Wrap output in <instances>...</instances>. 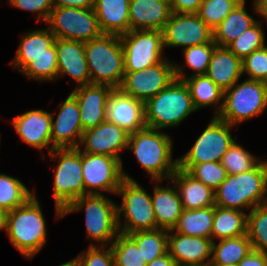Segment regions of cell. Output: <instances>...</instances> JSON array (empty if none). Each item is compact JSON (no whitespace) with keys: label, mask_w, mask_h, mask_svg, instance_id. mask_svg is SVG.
Wrapping results in <instances>:
<instances>
[{"label":"cell","mask_w":267,"mask_h":266,"mask_svg":"<svg viewBox=\"0 0 267 266\" xmlns=\"http://www.w3.org/2000/svg\"><path fill=\"white\" fill-rule=\"evenodd\" d=\"M266 194L267 161L260 160L251 170L227 175L214 191L215 205L244 212L246 208L266 203Z\"/></svg>","instance_id":"obj_1"},{"label":"cell","mask_w":267,"mask_h":266,"mask_svg":"<svg viewBox=\"0 0 267 266\" xmlns=\"http://www.w3.org/2000/svg\"><path fill=\"white\" fill-rule=\"evenodd\" d=\"M172 146L167 133L149 127L131 133L127 144L139 164L156 182L170 179L178 168V158L172 160Z\"/></svg>","instance_id":"obj_2"},{"label":"cell","mask_w":267,"mask_h":266,"mask_svg":"<svg viewBox=\"0 0 267 266\" xmlns=\"http://www.w3.org/2000/svg\"><path fill=\"white\" fill-rule=\"evenodd\" d=\"M10 242L25 257L32 258L46 243V223L36 195L9 211L6 230Z\"/></svg>","instance_id":"obj_3"},{"label":"cell","mask_w":267,"mask_h":266,"mask_svg":"<svg viewBox=\"0 0 267 266\" xmlns=\"http://www.w3.org/2000/svg\"><path fill=\"white\" fill-rule=\"evenodd\" d=\"M91 84L119 88L124 77V53L120 36L102 34L84 43Z\"/></svg>","instance_id":"obj_4"},{"label":"cell","mask_w":267,"mask_h":266,"mask_svg":"<svg viewBox=\"0 0 267 266\" xmlns=\"http://www.w3.org/2000/svg\"><path fill=\"white\" fill-rule=\"evenodd\" d=\"M194 107L184 81L174 79L166 88L145 102V121L149 128L164 129L178 126Z\"/></svg>","instance_id":"obj_5"},{"label":"cell","mask_w":267,"mask_h":266,"mask_svg":"<svg viewBox=\"0 0 267 266\" xmlns=\"http://www.w3.org/2000/svg\"><path fill=\"white\" fill-rule=\"evenodd\" d=\"M117 204L104 196V194H87L73 200L64 210L66 214L85 209L87 236L108 246L120 233L118 227Z\"/></svg>","instance_id":"obj_6"},{"label":"cell","mask_w":267,"mask_h":266,"mask_svg":"<svg viewBox=\"0 0 267 266\" xmlns=\"http://www.w3.org/2000/svg\"><path fill=\"white\" fill-rule=\"evenodd\" d=\"M49 155L59 159L54 174V200L57 218L75 199L84 195L81 148H54Z\"/></svg>","instance_id":"obj_7"},{"label":"cell","mask_w":267,"mask_h":266,"mask_svg":"<svg viewBox=\"0 0 267 266\" xmlns=\"http://www.w3.org/2000/svg\"><path fill=\"white\" fill-rule=\"evenodd\" d=\"M224 91L223 106L218 118L236 125L258 116L267 108V87L264 82L246 79Z\"/></svg>","instance_id":"obj_8"},{"label":"cell","mask_w":267,"mask_h":266,"mask_svg":"<svg viewBox=\"0 0 267 266\" xmlns=\"http://www.w3.org/2000/svg\"><path fill=\"white\" fill-rule=\"evenodd\" d=\"M117 194L122 195V204L117 206L120 233L131 234L158 229L151 195L137 181L124 179ZM122 212H124L125 222L121 221Z\"/></svg>","instance_id":"obj_9"},{"label":"cell","mask_w":267,"mask_h":266,"mask_svg":"<svg viewBox=\"0 0 267 266\" xmlns=\"http://www.w3.org/2000/svg\"><path fill=\"white\" fill-rule=\"evenodd\" d=\"M122 160L107 155L82 152L84 195L117 194L124 179L134 180L123 171Z\"/></svg>","instance_id":"obj_10"},{"label":"cell","mask_w":267,"mask_h":266,"mask_svg":"<svg viewBox=\"0 0 267 266\" xmlns=\"http://www.w3.org/2000/svg\"><path fill=\"white\" fill-rule=\"evenodd\" d=\"M46 23L56 39L85 43L103 34L93 9L54 7Z\"/></svg>","instance_id":"obj_11"},{"label":"cell","mask_w":267,"mask_h":266,"mask_svg":"<svg viewBox=\"0 0 267 266\" xmlns=\"http://www.w3.org/2000/svg\"><path fill=\"white\" fill-rule=\"evenodd\" d=\"M124 53V71L136 72L160 63L163 58L162 31L130 30L120 35Z\"/></svg>","instance_id":"obj_12"},{"label":"cell","mask_w":267,"mask_h":266,"mask_svg":"<svg viewBox=\"0 0 267 266\" xmlns=\"http://www.w3.org/2000/svg\"><path fill=\"white\" fill-rule=\"evenodd\" d=\"M231 127L233 125L214 116L192 148L178 158V165L220 162L223 155L235 141L230 133Z\"/></svg>","instance_id":"obj_13"},{"label":"cell","mask_w":267,"mask_h":266,"mask_svg":"<svg viewBox=\"0 0 267 266\" xmlns=\"http://www.w3.org/2000/svg\"><path fill=\"white\" fill-rule=\"evenodd\" d=\"M174 65L167 59L136 72H125L119 89L146 102L166 88L174 79Z\"/></svg>","instance_id":"obj_14"},{"label":"cell","mask_w":267,"mask_h":266,"mask_svg":"<svg viewBox=\"0 0 267 266\" xmlns=\"http://www.w3.org/2000/svg\"><path fill=\"white\" fill-rule=\"evenodd\" d=\"M162 32L164 48L213 42V30L197 14L172 12Z\"/></svg>","instance_id":"obj_15"},{"label":"cell","mask_w":267,"mask_h":266,"mask_svg":"<svg viewBox=\"0 0 267 266\" xmlns=\"http://www.w3.org/2000/svg\"><path fill=\"white\" fill-rule=\"evenodd\" d=\"M105 111L107 121L125 129L129 134L147 127L145 102L122 92L119 88L111 91Z\"/></svg>","instance_id":"obj_16"},{"label":"cell","mask_w":267,"mask_h":266,"mask_svg":"<svg viewBox=\"0 0 267 266\" xmlns=\"http://www.w3.org/2000/svg\"><path fill=\"white\" fill-rule=\"evenodd\" d=\"M129 136L125 129L106 120L83 131L79 147L84 146L81 152L107 155L121 160L119 152L127 149Z\"/></svg>","instance_id":"obj_17"},{"label":"cell","mask_w":267,"mask_h":266,"mask_svg":"<svg viewBox=\"0 0 267 266\" xmlns=\"http://www.w3.org/2000/svg\"><path fill=\"white\" fill-rule=\"evenodd\" d=\"M56 120L53 119L51 126V148H78L83 128L80 120V108L76 98L70 93L61 104Z\"/></svg>","instance_id":"obj_18"},{"label":"cell","mask_w":267,"mask_h":266,"mask_svg":"<svg viewBox=\"0 0 267 266\" xmlns=\"http://www.w3.org/2000/svg\"><path fill=\"white\" fill-rule=\"evenodd\" d=\"M212 244V239L168 231V253L178 266H210Z\"/></svg>","instance_id":"obj_19"},{"label":"cell","mask_w":267,"mask_h":266,"mask_svg":"<svg viewBox=\"0 0 267 266\" xmlns=\"http://www.w3.org/2000/svg\"><path fill=\"white\" fill-rule=\"evenodd\" d=\"M113 88L109 85L89 84L76 87L71 94L80 108L83 131L106 121V102Z\"/></svg>","instance_id":"obj_20"},{"label":"cell","mask_w":267,"mask_h":266,"mask_svg":"<svg viewBox=\"0 0 267 266\" xmlns=\"http://www.w3.org/2000/svg\"><path fill=\"white\" fill-rule=\"evenodd\" d=\"M11 123L22 141L31 147L41 150L50 146L52 113L30 110L12 119Z\"/></svg>","instance_id":"obj_21"},{"label":"cell","mask_w":267,"mask_h":266,"mask_svg":"<svg viewBox=\"0 0 267 266\" xmlns=\"http://www.w3.org/2000/svg\"><path fill=\"white\" fill-rule=\"evenodd\" d=\"M58 74H69L79 86L91 84L84 43L80 41L56 39Z\"/></svg>","instance_id":"obj_22"},{"label":"cell","mask_w":267,"mask_h":266,"mask_svg":"<svg viewBox=\"0 0 267 266\" xmlns=\"http://www.w3.org/2000/svg\"><path fill=\"white\" fill-rule=\"evenodd\" d=\"M171 14L169 0H130V30L163 31Z\"/></svg>","instance_id":"obj_23"},{"label":"cell","mask_w":267,"mask_h":266,"mask_svg":"<svg viewBox=\"0 0 267 266\" xmlns=\"http://www.w3.org/2000/svg\"><path fill=\"white\" fill-rule=\"evenodd\" d=\"M169 180L179 193L183 209L194 210L215 205L214 191L187 171L178 167Z\"/></svg>","instance_id":"obj_24"},{"label":"cell","mask_w":267,"mask_h":266,"mask_svg":"<svg viewBox=\"0 0 267 266\" xmlns=\"http://www.w3.org/2000/svg\"><path fill=\"white\" fill-rule=\"evenodd\" d=\"M183 68L177 64L174 65L175 79L184 81L188 86L196 110L206 106L212 107L220 103L217 105V112L214 114V116H218L223 106L224 91L206 74L187 77L183 72Z\"/></svg>","instance_id":"obj_25"},{"label":"cell","mask_w":267,"mask_h":266,"mask_svg":"<svg viewBox=\"0 0 267 266\" xmlns=\"http://www.w3.org/2000/svg\"><path fill=\"white\" fill-rule=\"evenodd\" d=\"M206 75L223 91L239 81L242 72V59L227 47L216 46L211 56Z\"/></svg>","instance_id":"obj_26"},{"label":"cell","mask_w":267,"mask_h":266,"mask_svg":"<svg viewBox=\"0 0 267 266\" xmlns=\"http://www.w3.org/2000/svg\"><path fill=\"white\" fill-rule=\"evenodd\" d=\"M20 45L11 64L22 71L41 55H57L56 36L48 29H38L21 37Z\"/></svg>","instance_id":"obj_27"},{"label":"cell","mask_w":267,"mask_h":266,"mask_svg":"<svg viewBox=\"0 0 267 266\" xmlns=\"http://www.w3.org/2000/svg\"><path fill=\"white\" fill-rule=\"evenodd\" d=\"M130 0H95L94 12L103 34L122 35L130 31Z\"/></svg>","instance_id":"obj_28"},{"label":"cell","mask_w":267,"mask_h":266,"mask_svg":"<svg viewBox=\"0 0 267 266\" xmlns=\"http://www.w3.org/2000/svg\"><path fill=\"white\" fill-rule=\"evenodd\" d=\"M158 184L151 195L157 228L173 230L183 211L182 202L175 186L162 187Z\"/></svg>","instance_id":"obj_29"},{"label":"cell","mask_w":267,"mask_h":266,"mask_svg":"<svg viewBox=\"0 0 267 266\" xmlns=\"http://www.w3.org/2000/svg\"><path fill=\"white\" fill-rule=\"evenodd\" d=\"M257 20L245 10V0L238 4L213 30V41L217 46L227 47Z\"/></svg>","instance_id":"obj_30"},{"label":"cell","mask_w":267,"mask_h":266,"mask_svg":"<svg viewBox=\"0 0 267 266\" xmlns=\"http://www.w3.org/2000/svg\"><path fill=\"white\" fill-rule=\"evenodd\" d=\"M246 213L214 205L211 239H227L247 234Z\"/></svg>","instance_id":"obj_31"},{"label":"cell","mask_w":267,"mask_h":266,"mask_svg":"<svg viewBox=\"0 0 267 266\" xmlns=\"http://www.w3.org/2000/svg\"><path fill=\"white\" fill-rule=\"evenodd\" d=\"M213 218L214 206L194 210L183 209L173 231L186 236L211 239Z\"/></svg>","instance_id":"obj_32"},{"label":"cell","mask_w":267,"mask_h":266,"mask_svg":"<svg viewBox=\"0 0 267 266\" xmlns=\"http://www.w3.org/2000/svg\"><path fill=\"white\" fill-rule=\"evenodd\" d=\"M252 250L251 242L246 235L220 239L212 244L210 264H238Z\"/></svg>","instance_id":"obj_33"},{"label":"cell","mask_w":267,"mask_h":266,"mask_svg":"<svg viewBox=\"0 0 267 266\" xmlns=\"http://www.w3.org/2000/svg\"><path fill=\"white\" fill-rule=\"evenodd\" d=\"M141 250L146 264L168 252V230L155 229L128 234Z\"/></svg>","instance_id":"obj_34"},{"label":"cell","mask_w":267,"mask_h":266,"mask_svg":"<svg viewBox=\"0 0 267 266\" xmlns=\"http://www.w3.org/2000/svg\"><path fill=\"white\" fill-rule=\"evenodd\" d=\"M36 192L29 189L18 179L0 173V208L7 212L23 205Z\"/></svg>","instance_id":"obj_35"},{"label":"cell","mask_w":267,"mask_h":266,"mask_svg":"<svg viewBox=\"0 0 267 266\" xmlns=\"http://www.w3.org/2000/svg\"><path fill=\"white\" fill-rule=\"evenodd\" d=\"M247 236L253 250L267 254V202L250 209L247 215Z\"/></svg>","instance_id":"obj_36"},{"label":"cell","mask_w":267,"mask_h":266,"mask_svg":"<svg viewBox=\"0 0 267 266\" xmlns=\"http://www.w3.org/2000/svg\"><path fill=\"white\" fill-rule=\"evenodd\" d=\"M110 245L115 266H146L141 250L128 234L119 233Z\"/></svg>","instance_id":"obj_37"},{"label":"cell","mask_w":267,"mask_h":266,"mask_svg":"<svg viewBox=\"0 0 267 266\" xmlns=\"http://www.w3.org/2000/svg\"><path fill=\"white\" fill-rule=\"evenodd\" d=\"M262 22L257 21L253 26L244 31L238 38L232 41L227 48L237 57L243 59L255 50L265 45V35L262 29Z\"/></svg>","instance_id":"obj_38"},{"label":"cell","mask_w":267,"mask_h":266,"mask_svg":"<svg viewBox=\"0 0 267 266\" xmlns=\"http://www.w3.org/2000/svg\"><path fill=\"white\" fill-rule=\"evenodd\" d=\"M195 179L215 191L226 179L227 173L221 162H204L196 165H178Z\"/></svg>","instance_id":"obj_39"},{"label":"cell","mask_w":267,"mask_h":266,"mask_svg":"<svg viewBox=\"0 0 267 266\" xmlns=\"http://www.w3.org/2000/svg\"><path fill=\"white\" fill-rule=\"evenodd\" d=\"M260 160L234 141L220 162L227 175H234L251 170Z\"/></svg>","instance_id":"obj_40"},{"label":"cell","mask_w":267,"mask_h":266,"mask_svg":"<svg viewBox=\"0 0 267 266\" xmlns=\"http://www.w3.org/2000/svg\"><path fill=\"white\" fill-rule=\"evenodd\" d=\"M243 0H203L197 15L214 30Z\"/></svg>","instance_id":"obj_41"},{"label":"cell","mask_w":267,"mask_h":266,"mask_svg":"<svg viewBox=\"0 0 267 266\" xmlns=\"http://www.w3.org/2000/svg\"><path fill=\"white\" fill-rule=\"evenodd\" d=\"M29 79L40 82L56 80L58 74L57 55H41L30 62L22 71Z\"/></svg>","instance_id":"obj_42"},{"label":"cell","mask_w":267,"mask_h":266,"mask_svg":"<svg viewBox=\"0 0 267 266\" xmlns=\"http://www.w3.org/2000/svg\"><path fill=\"white\" fill-rule=\"evenodd\" d=\"M217 44L205 43L202 45L190 46L183 49L185 62L184 66H188L194 71L193 75L206 74L211 56Z\"/></svg>","instance_id":"obj_43"},{"label":"cell","mask_w":267,"mask_h":266,"mask_svg":"<svg viewBox=\"0 0 267 266\" xmlns=\"http://www.w3.org/2000/svg\"><path fill=\"white\" fill-rule=\"evenodd\" d=\"M242 72L248 79L265 82L267 79V45L242 59Z\"/></svg>","instance_id":"obj_44"},{"label":"cell","mask_w":267,"mask_h":266,"mask_svg":"<svg viewBox=\"0 0 267 266\" xmlns=\"http://www.w3.org/2000/svg\"><path fill=\"white\" fill-rule=\"evenodd\" d=\"M97 247L94 243L84 252L80 253L76 258L80 266H115L114 257L109 246ZM100 249V250H99Z\"/></svg>","instance_id":"obj_45"},{"label":"cell","mask_w":267,"mask_h":266,"mask_svg":"<svg viewBox=\"0 0 267 266\" xmlns=\"http://www.w3.org/2000/svg\"><path fill=\"white\" fill-rule=\"evenodd\" d=\"M8 3L15 8L31 12H39L38 19L47 22L52 9L54 8L52 0H8Z\"/></svg>","instance_id":"obj_46"},{"label":"cell","mask_w":267,"mask_h":266,"mask_svg":"<svg viewBox=\"0 0 267 266\" xmlns=\"http://www.w3.org/2000/svg\"><path fill=\"white\" fill-rule=\"evenodd\" d=\"M173 13L197 14L203 0H169Z\"/></svg>","instance_id":"obj_47"},{"label":"cell","mask_w":267,"mask_h":266,"mask_svg":"<svg viewBox=\"0 0 267 266\" xmlns=\"http://www.w3.org/2000/svg\"><path fill=\"white\" fill-rule=\"evenodd\" d=\"M238 266H267V254L251 250L238 264Z\"/></svg>","instance_id":"obj_48"},{"label":"cell","mask_w":267,"mask_h":266,"mask_svg":"<svg viewBox=\"0 0 267 266\" xmlns=\"http://www.w3.org/2000/svg\"><path fill=\"white\" fill-rule=\"evenodd\" d=\"M54 7L93 9L95 0H52Z\"/></svg>","instance_id":"obj_49"},{"label":"cell","mask_w":267,"mask_h":266,"mask_svg":"<svg viewBox=\"0 0 267 266\" xmlns=\"http://www.w3.org/2000/svg\"><path fill=\"white\" fill-rule=\"evenodd\" d=\"M146 266H178V265L174 262L173 258L167 252L166 254L146 264Z\"/></svg>","instance_id":"obj_50"},{"label":"cell","mask_w":267,"mask_h":266,"mask_svg":"<svg viewBox=\"0 0 267 266\" xmlns=\"http://www.w3.org/2000/svg\"><path fill=\"white\" fill-rule=\"evenodd\" d=\"M254 11L258 13L267 22V0H254Z\"/></svg>","instance_id":"obj_51"},{"label":"cell","mask_w":267,"mask_h":266,"mask_svg":"<svg viewBox=\"0 0 267 266\" xmlns=\"http://www.w3.org/2000/svg\"><path fill=\"white\" fill-rule=\"evenodd\" d=\"M8 212L5 209L0 208V229L6 230Z\"/></svg>","instance_id":"obj_52"},{"label":"cell","mask_w":267,"mask_h":266,"mask_svg":"<svg viewBox=\"0 0 267 266\" xmlns=\"http://www.w3.org/2000/svg\"><path fill=\"white\" fill-rule=\"evenodd\" d=\"M59 266H80V265H79L78 259L74 258V259H72V260H70L68 262H65V263H63V264H61Z\"/></svg>","instance_id":"obj_53"},{"label":"cell","mask_w":267,"mask_h":266,"mask_svg":"<svg viewBox=\"0 0 267 266\" xmlns=\"http://www.w3.org/2000/svg\"><path fill=\"white\" fill-rule=\"evenodd\" d=\"M210 266H238L237 264H210Z\"/></svg>","instance_id":"obj_54"}]
</instances>
